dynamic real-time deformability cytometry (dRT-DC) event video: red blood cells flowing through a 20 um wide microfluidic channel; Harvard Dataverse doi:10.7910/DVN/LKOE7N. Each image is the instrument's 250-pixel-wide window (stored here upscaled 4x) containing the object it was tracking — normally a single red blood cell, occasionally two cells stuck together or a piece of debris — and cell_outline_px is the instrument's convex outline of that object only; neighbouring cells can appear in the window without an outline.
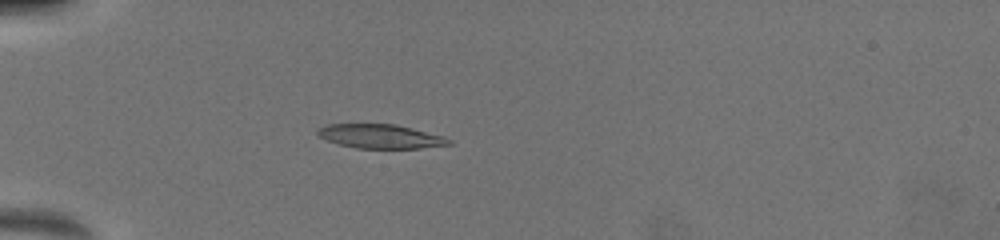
{"species": "common noctule bat (a hibernating species)", "species_latin": "Nyctalus noctula", "temperature_condition": "warm", "stored_images_in_passage": 40, "camera_frame_rate_fps": 3000, "um_per_image_px": 0.085, "animal": {"sex": "female", "body_mass_g": 19.5, "forearm_length_mm": 54.1}, "frame": {"image": 1, "passage_image": 9, "time_ms": 3.333, "image_size_px": [1000, 240], "cell_outline_px": [[452, 144], [420, 148], [356, 148], [340, 144], [328, 140], [320, 136], [316, 132], [320, 128], [328, 124], [396, 124], [444, 136], [452, 140]], "centroid_in_image_um": [32.39, 11.59], "position_along_channel_um": 52.6, "area_um2": 18.21}}
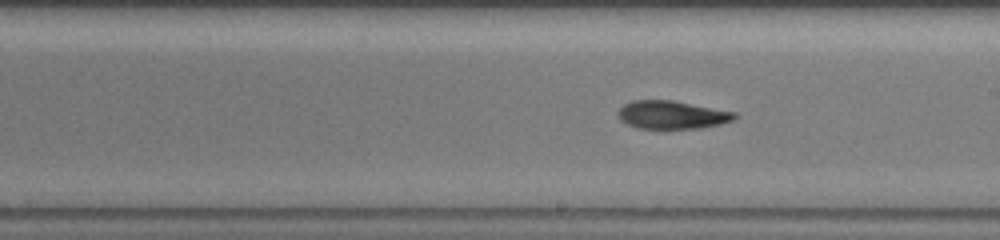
{"frame": {"image": 2, "passage_image": 22, "time_ms": 8.333, "image_size_px": [1000, 240], "cell_outline_px": [[736, 116], [732, 120], [720, 124], [700, 128], [636, 128], [620, 120], [616, 112], [624, 104], [632, 100], [672, 100], [736, 112]], "centroid_in_image_um": [57.08, 9.75], "position_along_channel_um": 231.9, "area_um2": 19.02}}
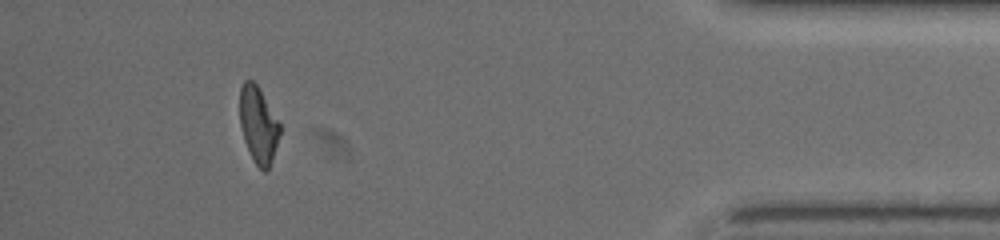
{"frame": {"image": 3, "passage_image": 36, "time_ms": 14.0, "image_size_px": [1000, 240], "cell_outline_px": [[280, 132], [268, 168], [264, 172], [256, 164], [244, 140], [240, 124], [240, 88], [244, 80], [252, 80], [256, 84], [280, 124]], "centroid_in_image_um": [21.93, 10.58], "position_along_channel_um": 413.3, "area_um2": 17.17}, "authors_computed_cell_mechanics": {"area_um2": 19.074, "velocity_mm_per_s": 4.0332, "shape_relaxation_time_tau1_ms": 10.4751, "shape_relaxation_time_tau2_ms": 5.3191, "deformation_change_tau1": 0.2665, "deformation_change_tau2": 0.1426}}